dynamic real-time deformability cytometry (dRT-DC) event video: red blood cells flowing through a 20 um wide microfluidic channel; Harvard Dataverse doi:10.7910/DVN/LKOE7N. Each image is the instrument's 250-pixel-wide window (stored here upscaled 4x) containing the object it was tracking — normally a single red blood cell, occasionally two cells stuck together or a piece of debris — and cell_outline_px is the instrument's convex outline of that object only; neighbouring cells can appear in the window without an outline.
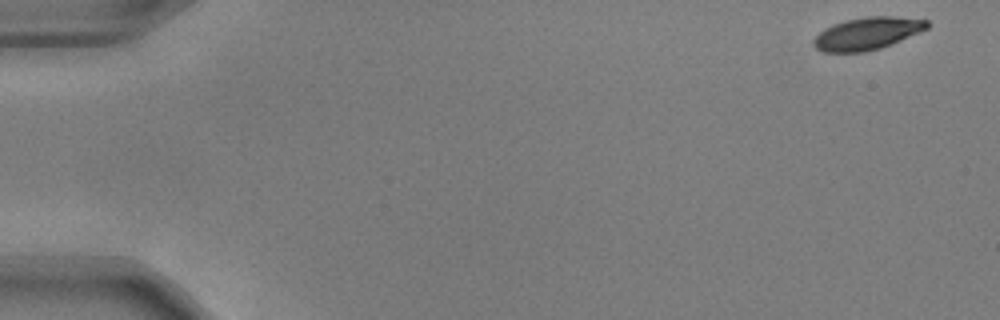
{"species": "common noctule bat (a hibernating species)", "species_latin": "Nyctalus noctula", "temperature_condition": "warm", "stored_images_in_passage": 10, "camera_frame_rate_fps": 3000, "um_per_image_px": 0.085, "animal": {"sex": "male", "body_mass_g": 17.9, "forearm_length_mm": 54.2}, "frame": {"image": 1, "passage_image": 1, "time_ms": 0.0, "image_size_px": [1000, 320], "cell_outline_px": [[928, 28], [892, 44], [880, 48], [864, 52], [820, 52], [812, 44], [812, 40], [824, 28], [832, 24], [848, 20], [868, 16], [892, 16], [928, 20]], "centroid_in_image_um": [73.68, 2.85], "position_along_channel_um": 11.3, "area_um2": 21.39}}